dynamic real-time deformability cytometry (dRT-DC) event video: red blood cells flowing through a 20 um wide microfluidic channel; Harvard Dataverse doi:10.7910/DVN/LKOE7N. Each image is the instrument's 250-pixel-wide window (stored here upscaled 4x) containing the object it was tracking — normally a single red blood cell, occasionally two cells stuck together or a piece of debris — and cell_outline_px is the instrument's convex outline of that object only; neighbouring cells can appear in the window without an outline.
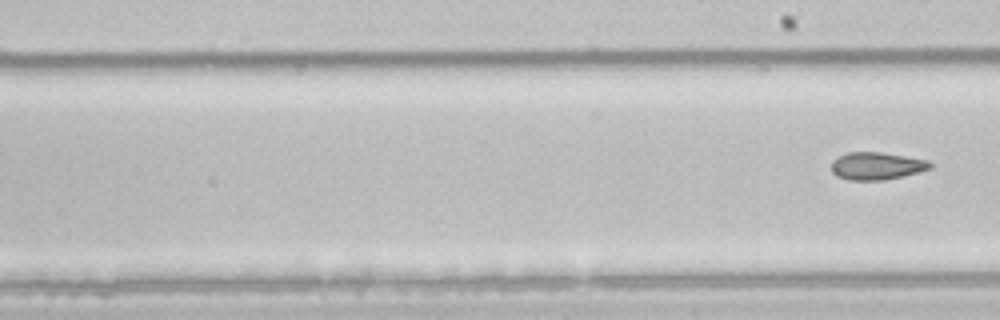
{"species": "common noctule bat (a hibernating species)", "species_latin": "Nyctalus noctula", "temperature_condition": "room temperature", "stored_images_in_passage": 9, "segment_of_instrument_passage": [2, 2], "camera_frame_rate_fps": 3000, "um_per_image_px": 0.085, "animal": {"sex": "male", "body_mass_g": 21.5, "forearm_length_mm": 52.0}, "frame": {"image": 1, "passage_image": 9, "time_ms": 2.667, "image_size_px": [1000, 320], "cell_outline_px": [[932, 168], [884, 180], [848, 180], [836, 176], [832, 172], [832, 160], [848, 152], [880, 152], [928, 160], [932, 164]], "centroid_in_image_um": [74.48, 14.1], "position_along_channel_um": 214.5, "area_um2": 15.66}}